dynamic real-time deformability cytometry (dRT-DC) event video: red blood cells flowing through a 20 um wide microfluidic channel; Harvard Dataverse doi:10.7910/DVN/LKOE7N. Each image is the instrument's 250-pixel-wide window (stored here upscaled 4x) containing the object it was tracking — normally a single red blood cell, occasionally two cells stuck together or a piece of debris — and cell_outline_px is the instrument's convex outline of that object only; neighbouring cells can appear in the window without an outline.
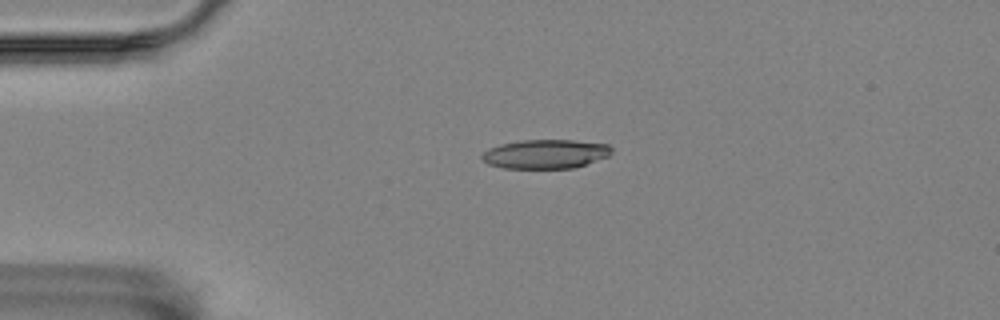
{"species": "Egyptian fruit bat (a non-hibernating species)", "species_latin": "Rousettus aegyptiacus", "temperature_condition": "room temperature", "stored_images_in_passage": 2, "camera_frame_rate_fps": 3000, "um_per_image_px": 0.085, "animal": {"sex": "female"}, "frame": {"image": 1, "passage_image": 1, "time_ms": 0.0, "image_size_px": [1000, 320], "cell_outline_px": [[612, 152], [608, 156], [572, 168], [504, 168], [488, 164], [480, 156], [488, 148], [500, 144], [520, 140], [572, 140], [608, 144], [612, 148]], "centroid_in_image_um": [46.34, 13.08], "position_along_channel_um": 38.7, "area_um2": 21.85}}